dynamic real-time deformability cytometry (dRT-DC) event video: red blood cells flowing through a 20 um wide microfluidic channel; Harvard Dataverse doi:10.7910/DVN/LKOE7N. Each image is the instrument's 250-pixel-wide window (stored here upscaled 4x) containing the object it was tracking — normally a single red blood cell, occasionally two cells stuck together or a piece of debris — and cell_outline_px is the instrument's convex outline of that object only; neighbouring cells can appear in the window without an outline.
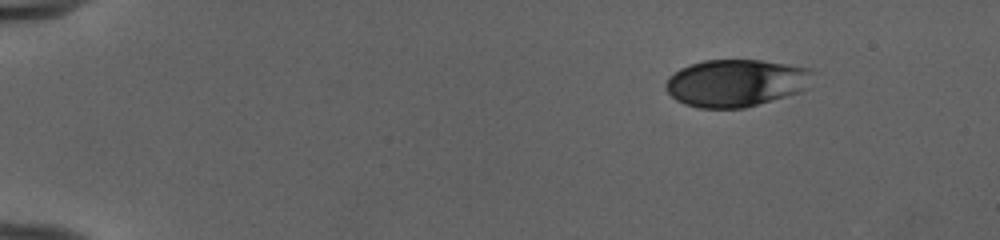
{"species": "human", "species_latin": "Homo sapiens", "temperature_condition": "cold", "stored_images_in_passage": 46, "camera_frame_rate_fps": 3000, "um_per_image_px": 0.085, "donor": {"sex": "female"}, "frame": {"image": 1, "passage_image": 1, "time_ms": 0.0, "image_size_px": [1000, 240], "cell_outline_px": [[812, 72], [808, 88], [800, 92], [744, 108], [700, 108], [684, 104], [676, 100], [668, 92], [664, 84], [668, 76], [680, 68], [704, 60], [760, 60], [812, 68]], "centroid_in_image_um": [62.54, 7.05], "position_along_channel_um": 22.5, "area_um2": 40.58}}
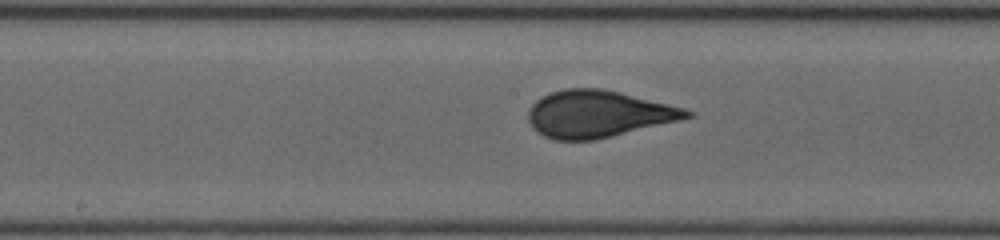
{"frame": {"image": 2, "passage_image": 23, "time_ms": 7.333, "image_size_px": [1000, 240], "cell_outline_px": [[696, 112], [692, 116], [680, 120], [596, 140], [556, 140], [544, 136], [536, 132], [532, 128], [528, 120], [528, 108], [536, 100], [552, 92], [564, 88], [604, 88], [684, 108]], "centroid_in_image_um": [50.82, 9.69], "position_along_channel_um": 197.4, "area_um2": 43.41}}
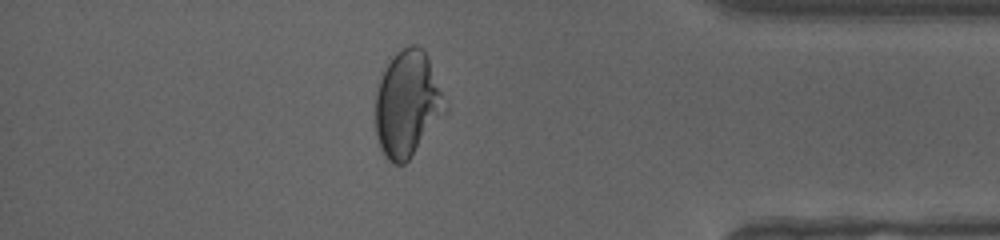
{"frame": {"image": 3, "passage_image": 40, "time_ms": 13.0, "image_size_px": [1000, 240], "cell_outline_px": [[448, 108], [412, 156], [404, 164], [392, 164], [384, 156], [380, 148], [376, 136], [376, 92], [380, 80], [388, 64], [404, 48], [412, 44], [416, 44], [424, 48], [428, 56]], "centroid_in_image_um": [34.63, 8.87], "position_along_channel_um": 400.6, "area_um2": 42.48}, "authors_computed_cell_mechanics": {"area_um2": 42.6853, "velocity_mm_per_s": 4.0059, "shape_relaxation_time_tau1_ms": 7.1549, "shape_relaxation_time_tau2_ms": null, "deformation_change_tau1": 0.2113, "deformation_change_tau2": null}}